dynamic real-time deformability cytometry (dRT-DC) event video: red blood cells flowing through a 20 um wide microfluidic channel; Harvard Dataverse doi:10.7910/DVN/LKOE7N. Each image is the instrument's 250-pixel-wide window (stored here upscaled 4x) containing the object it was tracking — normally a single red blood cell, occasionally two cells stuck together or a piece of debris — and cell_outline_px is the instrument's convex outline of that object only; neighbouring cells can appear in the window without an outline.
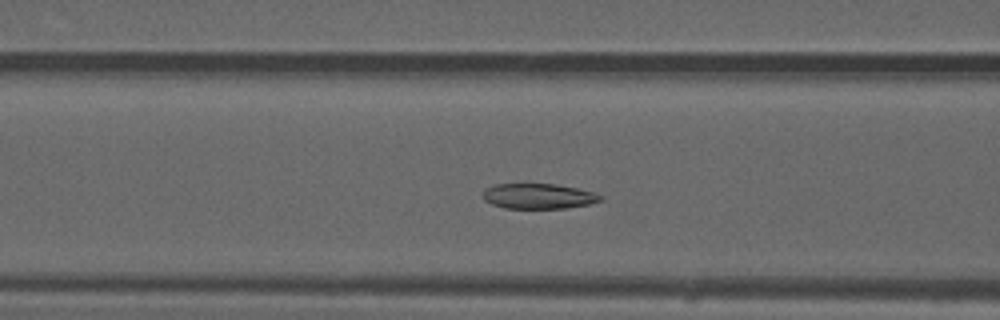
{"species": "common noctule bat (a hibernating species)", "species_latin": "Nyctalus noctula", "temperature_condition": "warm", "stored_images_in_passage": 45, "camera_frame_rate_fps": 3000, "um_per_image_px": 0.085, "animal": {"sex": "male", "forearm_length_mm": 52.5}, "frame": {"image": 1, "passage_image": 15, "time_ms": 4.667, "image_size_px": [1000, 320], "cell_outline_px": [[604, 200], [588, 204], [568, 208], [504, 208], [492, 204], [484, 200], [484, 192], [488, 188], [496, 184], [556, 184], [576, 188], [592, 192], [604, 196]], "centroid_in_image_um": [45.81, 16.68], "position_along_channel_um": 120.8, "area_um2": 17.17}}
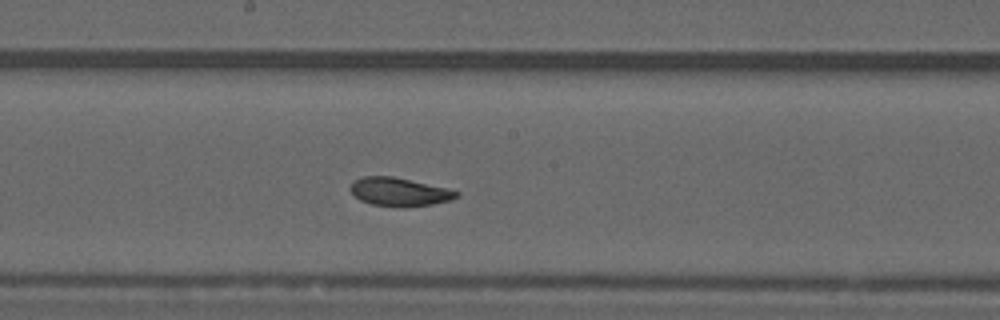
{"frame": {"image": 2, "passage_image": 22, "time_ms": 7.0, "image_size_px": [1000, 320], "cell_outline_px": [[460, 196], [452, 200], [432, 204], [404, 208], [400, 208], [372, 204], [360, 200], [348, 188], [352, 180], [364, 176], [392, 176], [448, 188], [460, 192]], "centroid_in_image_um": [33.95, 16.31], "position_along_channel_um": 214.3, "area_um2": 17.86}}
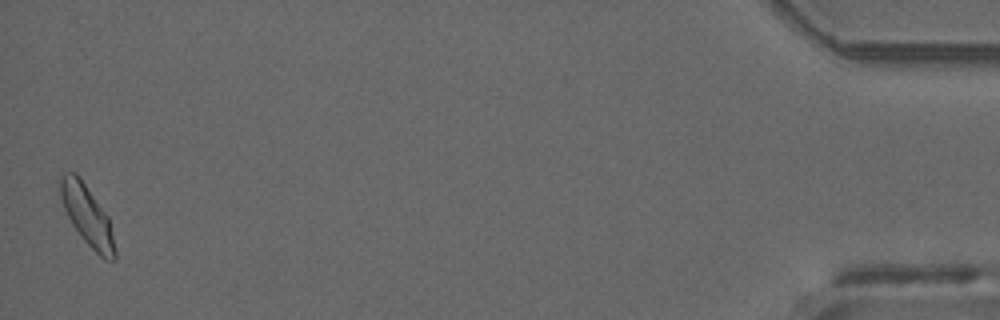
{"frame": {"image": 3, "passage_image": 45, "time_ms": 14.667, "image_size_px": [1000, 320], "cell_outline_px": [[116, 260], [104, 260], [84, 240], [72, 224], [64, 208], [60, 196], [60, 176], [64, 172], [76, 172], [108, 216], [116, 248]], "centroid_in_image_um": [7.42, 18.32], "position_along_channel_um": 427.8, "area_um2": 18.9}, "authors_computed_cell_mechanics": {"area_um2": 17.8024, "velocity_mm_per_s": 4.0168, "shape_relaxation_time_tau1_ms": null, "shape_relaxation_time_tau2_ms": 2.2838, "deformation_change_tau1": null, "deformation_change_tau2": 0.0726}}